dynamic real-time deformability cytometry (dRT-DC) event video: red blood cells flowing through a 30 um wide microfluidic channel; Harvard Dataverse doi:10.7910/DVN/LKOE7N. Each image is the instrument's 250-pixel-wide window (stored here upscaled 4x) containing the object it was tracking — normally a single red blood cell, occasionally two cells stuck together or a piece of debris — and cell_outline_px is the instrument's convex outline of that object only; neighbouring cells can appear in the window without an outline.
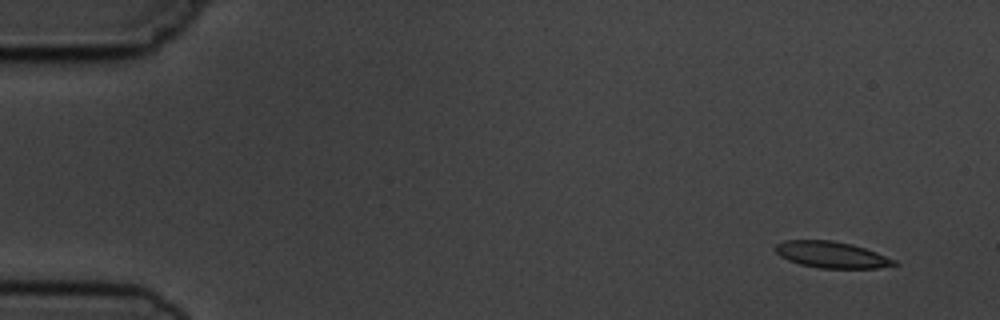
{"species": "common noctule bat (a hibernating species)", "species_latin": "Nyctalus noctula", "temperature_condition": "cold", "stored_images_in_passage": 4, "camera_frame_rate_fps": 3000, "um_per_image_px": 0.085, "animal": {"sex": "male", "body_mass_g": 19.5, "forearm_length_mm": 54.6}, "frame": {"image": 1, "passage_image": 1, "time_ms": 0.0, "image_size_px": [1000, 320], "cell_outline_px": [[900, 264], [876, 268], [820, 268], [800, 264], [788, 260], [780, 256], [772, 248], [776, 244], [784, 240], [832, 240], [852, 244], [876, 252], [896, 260]], "centroid_in_image_um": [70.66, 21.64], "position_along_channel_um": 14.3, "area_um2": 18.32}}
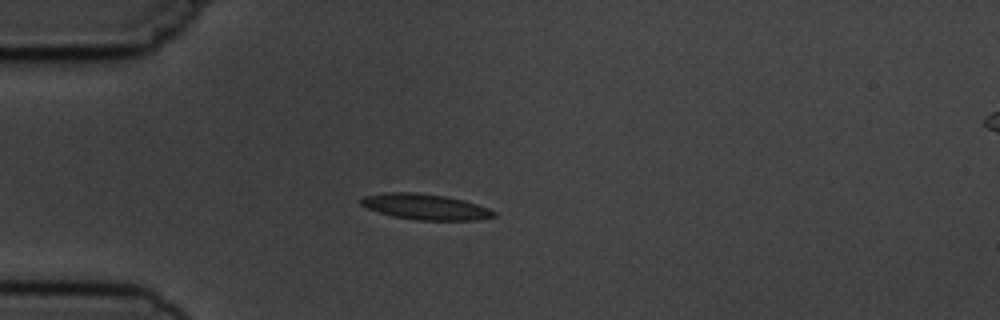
{"frame": {"image": 2, "passage_image": 4, "time_ms": 3.667, "image_size_px": [1000, 320], "cell_outline_px": [[496, 216], [476, 220], [416, 220], [392, 216], [368, 208], [360, 204], [360, 200], [364, 196], [384, 192], [416, 192], [448, 196], [464, 200], [488, 208], [496, 212]], "centroid_in_image_um": [36.16, 17.57], "position_along_channel_um": 48.8, "area_um2": 19.94}}